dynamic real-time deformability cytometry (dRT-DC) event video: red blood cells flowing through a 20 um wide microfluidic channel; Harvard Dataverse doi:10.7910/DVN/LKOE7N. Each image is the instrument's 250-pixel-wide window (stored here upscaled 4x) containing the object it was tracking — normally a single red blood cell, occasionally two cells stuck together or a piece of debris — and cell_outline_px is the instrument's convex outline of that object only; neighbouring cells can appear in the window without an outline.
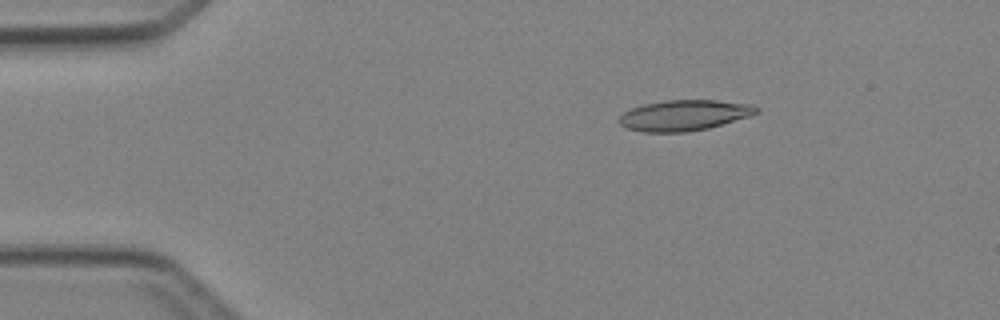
{"species": "Egyptian fruit bat (a non-hibernating species)", "species_latin": "Rousettus aegyptiacus", "temperature_condition": "cold", "stored_images_in_passage": 5, "camera_frame_rate_fps": 3000, "um_per_image_px": 0.085, "animal": {"sex": "female"}, "frame": {"image": 1, "passage_image": 3, "time_ms": 2.333, "image_size_px": [1000, 320], "cell_outline_px": [[760, 108], [756, 112], [748, 116], [708, 128], [688, 132], [644, 132], [628, 128], [620, 124], [620, 116], [624, 112], [632, 108], [644, 104], [668, 100], [716, 100], [752, 104]], "centroid_in_image_um": [58.15, 9.79], "position_along_channel_um": 26.8, "area_um2": 24.22}}
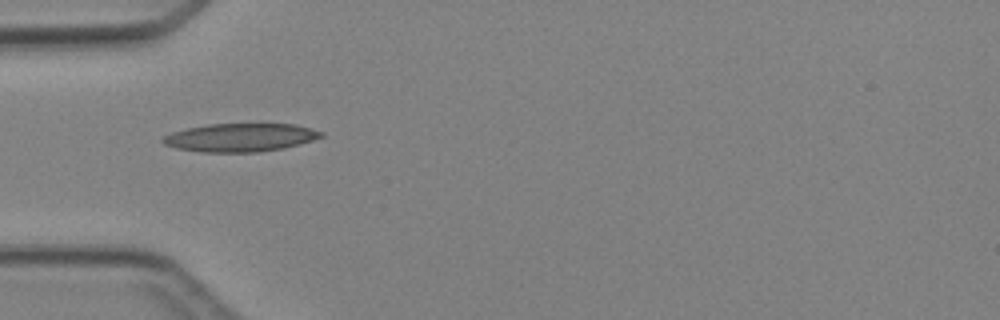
{"frame": {"image": 2, "passage_image": 5, "time_ms": 4.667, "image_size_px": [1000, 320], "cell_outline_px": [[324, 136], [300, 144], [284, 148], [260, 152], [200, 152], [176, 148], [164, 144], [160, 140], [164, 136], [172, 132], [188, 128], [208, 124], [296, 124], [312, 128], [324, 132]], "centroid_in_image_um": [20.45, 11.69], "position_along_channel_um": 64.5, "area_um2": 26.18}}